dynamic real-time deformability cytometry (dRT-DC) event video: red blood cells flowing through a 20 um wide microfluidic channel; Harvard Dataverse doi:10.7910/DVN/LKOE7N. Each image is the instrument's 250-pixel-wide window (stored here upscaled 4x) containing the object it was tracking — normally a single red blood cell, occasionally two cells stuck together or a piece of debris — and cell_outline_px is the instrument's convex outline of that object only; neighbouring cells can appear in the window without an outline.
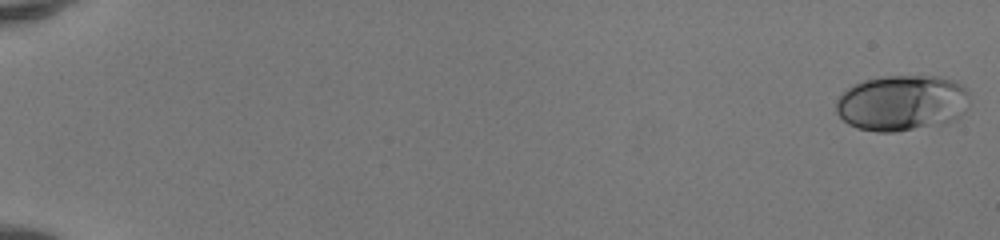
{"species": "human", "species_latin": "Homo sapiens", "temperature_condition": "room temperature", "stored_images_in_passage": 51, "camera_frame_rate_fps": 3000, "um_per_image_px": 0.085, "donor": {"sex": "female"}, "frame": {"image": 1, "passage_image": 1, "time_ms": 0.0, "image_size_px": [1000, 240], "cell_outline_px": [[968, 108], [956, 120], [948, 124], [896, 132], [876, 132], [856, 128], [848, 124], [836, 112], [836, 100], [852, 84], [864, 80], [884, 76], [940, 76], [956, 80], [968, 88]], "centroid_in_image_um": [76.72, 8.76], "position_along_channel_um": 8.3, "area_um2": 44.33}}
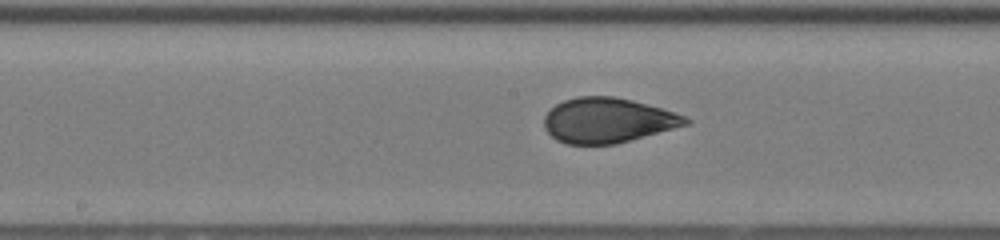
{"frame": {"image": 2, "passage_image": 29, "time_ms": 9.333, "image_size_px": [1000, 240], "cell_outline_px": [[692, 120], [688, 124], [616, 144], [568, 144], [556, 140], [544, 128], [544, 116], [556, 104], [564, 100], [576, 96], [612, 96], [632, 100], [660, 108], [684, 116]], "centroid_in_image_um": [51.62, 10.23], "position_along_channel_um": 196.6, "area_um2": 36.76}}
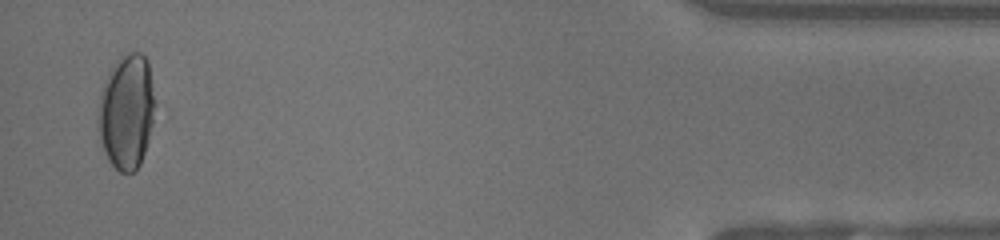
{"frame": {"image": 3, "passage_image": 50, "time_ms": 16.333, "image_size_px": [1000, 240], "cell_outline_px": [[156, 104], [152, 124], [148, 140], [140, 164], [128, 176], [120, 172], [108, 160], [104, 152], [100, 136], [100, 92], [116, 60], [120, 56], [128, 52], [140, 52], [148, 60]], "centroid_in_image_um": [10.8, 9.49], "position_along_channel_um": 424.4, "area_um2": 37.69}, "authors_computed_cell_mechanics": {"area_um2": 37.3966, "velocity_mm_per_s": 4.1798, "shape_relaxation_time_tau1_ms": 10.2752, "shape_relaxation_time_tau2_ms": null, "deformation_change_tau1": 0.2852, "deformation_change_tau2": null}}